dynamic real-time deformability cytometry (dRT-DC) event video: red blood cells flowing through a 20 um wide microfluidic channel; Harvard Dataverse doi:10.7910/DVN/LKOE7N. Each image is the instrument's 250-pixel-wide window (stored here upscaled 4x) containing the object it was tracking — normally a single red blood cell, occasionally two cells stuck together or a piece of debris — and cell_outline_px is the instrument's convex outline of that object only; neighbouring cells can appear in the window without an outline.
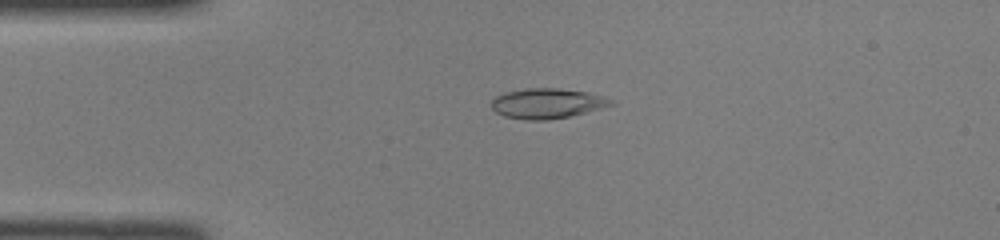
{"species": "common noctule bat (a hibernating species)", "species_latin": "Nyctalus noctula", "temperature_condition": "room temperature", "stored_images_in_passage": 46, "camera_frame_rate_fps": 3000, "um_per_image_px": 0.085, "animal": {"sex": "female", "body_mass_g": 22.0, "forearm_length_mm": 56.7}, "frame": {"image": 1, "passage_image": 11, "time_ms": 3.333, "image_size_px": [1000, 240], "cell_outline_px": [[616, 104], [568, 116], [548, 120], [524, 120], [504, 116], [496, 112], [492, 108], [492, 100], [496, 96], [504, 92], [524, 88], [556, 88], [588, 92], [604, 96], [616, 100]], "centroid_in_image_um": [46.51, 8.78], "position_along_channel_um": 38.5, "area_um2": 21.04}}
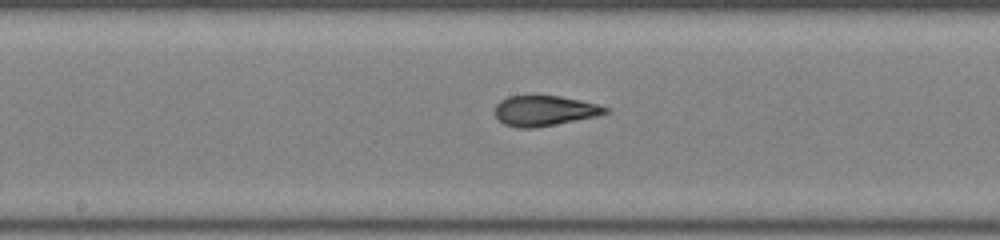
{"frame": {"image": 2, "passage_image": 24, "time_ms": 7.667, "image_size_px": [1000, 240], "cell_outline_px": [[608, 112], [596, 116], [536, 128], [516, 128], [504, 124], [496, 116], [496, 104], [500, 100], [508, 96], [560, 96], [580, 100], [596, 104], [608, 108]], "centroid_in_image_um": [46.25, 9.42], "position_along_channel_um": 201.9, "area_um2": 19.31}}
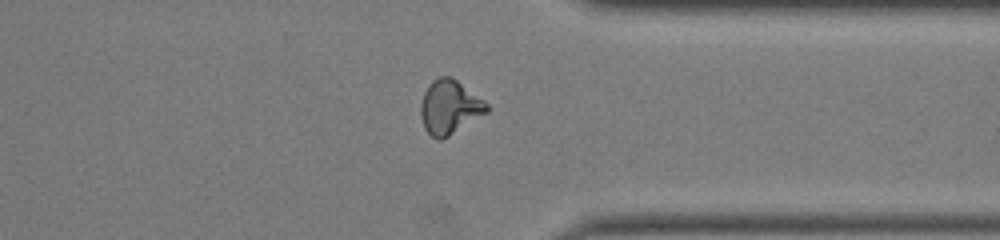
{"frame": {"image": 3, "passage_image": 36, "time_ms": 11.667, "image_size_px": [1000, 240], "cell_outline_px": [[488, 112], [448, 136], [440, 140], [436, 140], [424, 128], [420, 116], [420, 104], [424, 92], [428, 84], [432, 80], [440, 76], [452, 76], [484, 100], [488, 104]], "centroid_in_image_um": [38.19, 9.09], "position_along_channel_um": 373.2, "area_um2": 20.87}}